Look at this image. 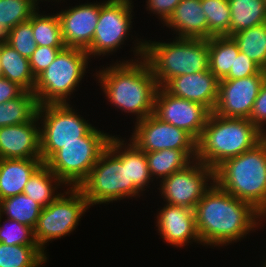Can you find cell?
I'll use <instances>...</instances> for the list:
<instances>
[{"label": "cell", "instance_id": "cell-1", "mask_svg": "<svg viewBox=\"0 0 266 267\" xmlns=\"http://www.w3.org/2000/svg\"><path fill=\"white\" fill-rule=\"evenodd\" d=\"M194 213L201 245L210 247L241 242L263 222V214L252 204L237 199L215 182L196 204Z\"/></svg>", "mask_w": 266, "mask_h": 267}, {"label": "cell", "instance_id": "cell-3", "mask_svg": "<svg viewBox=\"0 0 266 267\" xmlns=\"http://www.w3.org/2000/svg\"><path fill=\"white\" fill-rule=\"evenodd\" d=\"M264 134L245 118H225L210 113L196 141V160L215 170L225 160L252 149Z\"/></svg>", "mask_w": 266, "mask_h": 267}, {"label": "cell", "instance_id": "cell-40", "mask_svg": "<svg viewBox=\"0 0 266 267\" xmlns=\"http://www.w3.org/2000/svg\"><path fill=\"white\" fill-rule=\"evenodd\" d=\"M181 0H147L146 8L164 24L175 10Z\"/></svg>", "mask_w": 266, "mask_h": 267}, {"label": "cell", "instance_id": "cell-2", "mask_svg": "<svg viewBox=\"0 0 266 267\" xmlns=\"http://www.w3.org/2000/svg\"><path fill=\"white\" fill-rule=\"evenodd\" d=\"M137 39L134 40L135 47L132 46L135 60H117L94 74L110 105L124 113L136 115L135 122L153 114L159 89L149 64L143 58L145 40Z\"/></svg>", "mask_w": 266, "mask_h": 267}, {"label": "cell", "instance_id": "cell-8", "mask_svg": "<svg viewBox=\"0 0 266 267\" xmlns=\"http://www.w3.org/2000/svg\"><path fill=\"white\" fill-rule=\"evenodd\" d=\"M112 134L93 127L81 141L65 144L45 165L68 187H79L107 148Z\"/></svg>", "mask_w": 266, "mask_h": 267}, {"label": "cell", "instance_id": "cell-36", "mask_svg": "<svg viewBox=\"0 0 266 267\" xmlns=\"http://www.w3.org/2000/svg\"><path fill=\"white\" fill-rule=\"evenodd\" d=\"M8 44L23 57L30 58L37 48L33 35V15L28 21L20 23L11 29Z\"/></svg>", "mask_w": 266, "mask_h": 267}, {"label": "cell", "instance_id": "cell-42", "mask_svg": "<svg viewBox=\"0 0 266 267\" xmlns=\"http://www.w3.org/2000/svg\"><path fill=\"white\" fill-rule=\"evenodd\" d=\"M38 5H39V2L41 1V2H43V0H34ZM44 1H48V2H50L51 0H44ZM56 2L57 1V3L58 2H60V1H62V0H53V2ZM64 1V0H63Z\"/></svg>", "mask_w": 266, "mask_h": 267}, {"label": "cell", "instance_id": "cell-21", "mask_svg": "<svg viewBox=\"0 0 266 267\" xmlns=\"http://www.w3.org/2000/svg\"><path fill=\"white\" fill-rule=\"evenodd\" d=\"M108 146L127 164L128 183H133L144 193L150 182L153 183L145 152L132 141L115 135L110 138Z\"/></svg>", "mask_w": 266, "mask_h": 267}, {"label": "cell", "instance_id": "cell-23", "mask_svg": "<svg viewBox=\"0 0 266 267\" xmlns=\"http://www.w3.org/2000/svg\"><path fill=\"white\" fill-rule=\"evenodd\" d=\"M1 76L17 83L25 91L33 92L35 77L33 76L29 59L20 55L9 44L0 45Z\"/></svg>", "mask_w": 266, "mask_h": 267}, {"label": "cell", "instance_id": "cell-12", "mask_svg": "<svg viewBox=\"0 0 266 267\" xmlns=\"http://www.w3.org/2000/svg\"><path fill=\"white\" fill-rule=\"evenodd\" d=\"M157 183H159L157 189L160 190V196L164 197L165 203L195 209L204 193L214 183V170L194 160L185 169Z\"/></svg>", "mask_w": 266, "mask_h": 267}, {"label": "cell", "instance_id": "cell-22", "mask_svg": "<svg viewBox=\"0 0 266 267\" xmlns=\"http://www.w3.org/2000/svg\"><path fill=\"white\" fill-rule=\"evenodd\" d=\"M42 164L41 159L0 158V200L21 194L31 175Z\"/></svg>", "mask_w": 266, "mask_h": 267}, {"label": "cell", "instance_id": "cell-20", "mask_svg": "<svg viewBox=\"0 0 266 267\" xmlns=\"http://www.w3.org/2000/svg\"><path fill=\"white\" fill-rule=\"evenodd\" d=\"M163 26L176 32V37L208 39V23L201 0H181Z\"/></svg>", "mask_w": 266, "mask_h": 267}, {"label": "cell", "instance_id": "cell-10", "mask_svg": "<svg viewBox=\"0 0 266 267\" xmlns=\"http://www.w3.org/2000/svg\"><path fill=\"white\" fill-rule=\"evenodd\" d=\"M90 206L78 187H67L48 206L43 207L34 228L38 246L45 252V245L55 239L69 236L78 226Z\"/></svg>", "mask_w": 266, "mask_h": 267}, {"label": "cell", "instance_id": "cell-9", "mask_svg": "<svg viewBox=\"0 0 266 267\" xmlns=\"http://www.w3.org/2000/svg\"><path fill=\"white\" fill-rule=\"evenodd\" d=\"M72 107L69 103L38 106L43 164L65 144L81 141L94 127Z\"/></svg>", "mask_w": 266, "mask_h": 267}, {"label": "cell", "instance_id": "cell-32", "mask_svg": "<svg viewBox=\"0 0 266 267\" xmlns=\"http://www.w3.org/2000/svg\"><path fill=\"white\" fill-rule=\"evenodd\" d=\"M239 51L266 70V23L242 30L231 36Z\"/></svg>", "mask_w": 266, "mask_h": 267}, {"label": "cell", "instance_id": "cell-31", "mask_svg": "<svg viewBox=\"0 0 266 267\" xmlns=\"http://www.w3.org/2000/svg\"><path fill=\"white\" fill-rule=\"evenodd\" d=\"M47 260V254L38 245L0 242V267H41Z\"/></svg>", "mask_w": 266, "mask_h": 267}, {"label": "cell", "instance_id": "cell-13", "mask_svg": "<svg viewBox=\"0 0 266 267\" xmlns=\"http://www.w3.org/2000/svg\"><path fill=\"white\" fill-rule=\"evenodd\" d=\"M132 131L129 140L145 153L176 149L196 160V140L185 130L163 122L153 114L135 122Z\"/></svg>", "mask_w": 266, "mask_h": 267}, {"label": "cell", "instance_id": "cell-16", "mask_svg": "<svg viewBox=\"0 0 266 267\" xmlns=\"http://www.w3.org/2000/svg\"><path fill=\"white\" fill-rule=\"evenodd\" d=\"M66 47L87 50L93 40L99 19V2L84 3L57 13Z\"/></svg>", "mask_w": 266, "mask_h": 267}, {"label": "cell", "instance_id": "cell-28", "mask_svg": "<svg viewBox=\"0 0 266 267\" xmlns=\"http://www.w3.org/2000/svg\"><path fill=\"white\" fill-rule=\"evenodd\" d=\"M145 155L153 181L155 178L162 181L171 174L185 169L193 162L183 150L162 149L145 153Z\"/></svg>", "mask_w": 266, "mask_h": 267}, {"label": "cell", "instance_id": "cell-14", "mask_svg": "<svg viewBox=\"0 0 266 267\" xmlns=\"http://www.w3.org/2000/svg\"><path fill=\"white\" fill-rule=\"evenodd\" d=\"M210 111L202 104L172 96L159 87L153 115L159 120L185 130L196 141L204 129Z\"/></svg>", "mask_w": 266, "mask_h": 267}, {"label": "cell", "instance_id": "cell-15", "mask_svg": "<svg viewBox=\"0 0 266 267\" xmlns=\"http://www.w3.org/2000/svg\"><path fill=\"white\" fill-rule=\"evenodd\" d=\"M266 70L234 80H220L218 98L213 113L225 118L249 119Z\"/></svg>", "mask_w": 266, "mask_h": 267}, {"label": "cell", "instance_id": "cell-33", "mask_svg": "<svg viewBox=\"0 0 266 267\" xmlns=\"http://www.w3.org/2000/svg\"><path fill=\"white\" fill-rule=\"evenodd\" d=\"M33 35L37 46L65 48L58 14H33Z\"/></svg>", "mask_w": 266, "mask_h": 267}, {"label": "cell", "instance_id": "cell-44", "mask_svg": "<svg viewBox=\"0 0 266 267\" xmlns=\"http://www.w3.org/2000/svg\"><path fill=\"white\" fill-rule=\"evenodd\" d=\"M263 267H266V260L264 261V263H263V265H262Z\"/></svg>", "mask_w": 266, "mask_h": 267}, {"label": "cell", "instance_id": "cell-29", "mask_svg": "<svg viewBox=\"0 0 266 267\" xmlns=\"http://www.w3.org/2000/svg\"><path fill=\"white\" fill-rule=\"evenodd\" d=\"M42 206L24 193L0 200V214L15 220L33 230L40 216Z\"/></svg>", "mask_w": 266, "mask_h": 267}, {"label": "cell", "instance_id": "cell-37", "mask_svg": "<svg viewBox=\"0 0 266 267\" xmlns=\"http://www.w3.org/2000/svg\"><path fill=\"white\" fill-rule=\"evenodd\" d=\"M64 48L37 46L36 50L29 58L30 69L36 78L42 73L56 58L57 54Z\"/></svg>", "mask_w": 266, "mask_h": 267}, {"label": "cell", "instance_id": "cell-26", "mask_svg": "<svg viewBox=\"0 0 266 267\" xmlns=\"http://www.w3.org/2000/svg\"><path fill=\"white\" fill-rule=\"evenodd\" d=\"M209 70L220 81L224 79L239 54V48L230 36H214L208 39Z\"/></svg>", "mask_w": 266, "mask_h": 267}, {"label": "cell", "instance_id": "cell-19", "mask_svg": "<svg viewBox=\"0 0 266 267\" xmlns=\"http://www.w3.org/2000/svg\"><path fill=\"white\" fill-rule=\"evenodd\" d=\"M218 84L216 76L207 70L174 77L163 88L172 96L202 104L213 112L218 98Z\"/></svg>", "mask_w": 266, "mask_h": 267}, {"label": "cell", "instance_id": "cell-25", "mask_svg": "<svg viewBox=\"0 0 266 267\" xmlns=\"http://www.w3.org/2000/svg\"><path fill=\"white\" fill-rule=\"evenodd\" d=\"M39 8L34 0H0V45L8 44L11 29L28 21Z\"/></svg>", "mask_w": 266, "mask_h": 267}, {"label": "cell", "instance_id": "cell-43", "mask_svg": "<svg viewBox=\"0 0 266 267\" xmlns=\"http://www.w3.org/2000/svg\"><path fill=\"white\" fill-rule=\"evenodd\" d=\"M262 2H263V5H264V10L266 12V0H262Z\"/></svg>", "mask_w": 266, "mask_h": 267}, {"label": "cell", "instance_id": "cell-39", "mask_svg": "<svg viewBox=\"0 0 266 267\" xmlns=\"http://www.w3.org/2000/svg\"><path fill=\"white\" fill-rule=\"evenodd\" d=\"M249 120L266 136V78L262 82Z\"/></svg>", "mask_w": 266, "mask_h": 267}, {"label": "cell", "instance_id": "cell-24", "mask_svg": "<svg viewBox=\"0 0 266 267\" xmlns=\"http://www.w3.org/2000/svg\"><path fill=\"white\" fill-rule=\"evenodd\" d=\"M63 185V186H61ZM66 185L45 165L42 164L29 178L22 193L39 203L48 206L60 194L58 188Z\"/></svg>", "mask_w": 266, "mask_h": 267}, {"label": "cell", "instance_id": "cell-38", "mask_svg": "<svg viewBox=\"0 0 266 267\" xmlns=\"http://www.w3.org/2000/svg\"><path fill=\"white\" fill-rule=\"evenodd\" d=\"M262 68L250 57L239 51L228 75L222 80H234L258 74Z\"/></svg>", "mask_w": 266, "mask_h": 267}, {"label": "cell", "instance_id": "cell-27", "mask_svg": "<svg viewBox=\"0 0 266 267\" xmlns=\"http://www.w3.org/2000/svg\"><path fill=\"white\" fill-rule=\"evenodd\" d=\"M230 7V37L242 30L266 23L262 0H228Z\"/></svg>", "mask_w": 266, "mask_h": 267}, {"label": "cell", "instance_id": "cell-18", "mask_svg": "<svg viewBox=\"0 0 266 267\" xmlns=\"http://www.w3.org/2000/svg\"><path fill=\"white\" fill-rule=\"evenodd\" d=\"M0 158L41 159L40 122L37 115L23 124L0 127Z\"/></svg>", "mask_w": 266, "mask_h": 267}, {"label": "cell", "instance_id": "cell-5", "mask_svg": "<svg viewBox=\"0 0 266 267\" xmlns=\"http://www.w3.org/2000/svg\"><path fill=\"white\" fill-rule=\"evenodd\" d=\"M159 87L170 79L209 70L208 39L173 38L144 41V57Z\"/></svg>", "mask_w": 266, "mask_h": 267}, {"label": "cell", "instance_id": "cell-17", "mask_svg": "<svg viewBox=\"0 0 266 267\" xmlns=\"http://www.w3.org/2000/svg\"><path fill=\"white\" fill-rule=\"evenodd\" d=\"M158 211L156 227L165 242L173 247L188 246L194 242L201 244L197 228L194 209L183 206L163 204Z\"/></svg>", "mask_w": 266, "mask_h": 267}, {"label": "cell", "instance_id": "cell-6", "mask_svg": "<svg viewBox=\"0 0 266 267\" xmlns=\"http://www.w3.org/2000/svg\"><path fill=\"white\" fill-rule=\"evenodd\" d=\"M89 60L86 50L72 47L62 49L35 78L33 93L38 105L70 103V96L86 74Z\"/></svg>", "mask_w": 266, "mask_h": 267}, {"label": "cell", "instance_id": "cell-7", "mask_svg": "<svg viewBox=\"0 0 266 267\" xmlns=\"http://www.w3.org/2000/svg\"><path fill=\"white\" fill-rule=\"evenodd\" d=\"M78 188L89 206L138 198L142 193L133 183H128L127 164L109 146Z\"/></svg>", "mask_w": 266, "mask_h": 267}, {"label": "cell", "instance_id": "cell-30", "mask_svg": "<svg viewBox=\"0 0 266 267\" xmlns=\"http://www.w3.org/2000/svg\"><path fill=\"white\" fill-rule=\"evenodd\" d=\"M38 106L35 94L30 91L0 104V127L31 121L37 115Z\"/></svg>", "mask_w": 266, "mask_h": 267}, {"label": "cell", "instance_id": "cell-35", "mask_svg": "<svg viewBox=\"0 0 266 267\" xmlns=\"http://www.w3.org/2000/svg\"><path fill=\"white\" fill-rule=\"evenodd\" d=\"M2 217L0 214V242L7 245H38L31 227L7 218L1 224Z\"/></svg>", "mask_w": 266, "mask_h": 267}, {"label": "cell", "instance_id": "cell-11", "mask_svg": "<svg viewBox=\"0 0 266 267\" xmlns=\"http://www.w3.org/2000/svg\"><path fill=\"white\" fill-rule=\"evenodd\" d=\"M132 0H104L99 3V19L90 47L89 58L108 56L117 52L130 35L132 28ZM113 52V53H112Z\"/></svg>", "mask_w": 266, "mask_h": 267}, {"label": "cell", "instance_id": "cell-34", "mask_svg": "<svg viewBox=\"0 0 266 267\" xmlns=\"http://www.w3.org/2000/svg\"><path fill=\"white\" fill-rule=\"evenodd\" d=\"M207 18L208 39L214 36H230V7L228 0H201Z\"/></svg>", "mask_w": 266, "mask_h": 267}, {"label": "cell", "instance_id": "cell-4", "mask_svg": "<svg viewBox=\"0 0 266 267\" xmlns=\"http://www.w3.org/2000/svg\"><path fill=\"white\" fill-rule=\"evenodd\" d=\"M214 182L252 204L266 220V136L252 149L220 164L214 170Z\"/></svg>", "mask_w": 266, "mask_h": 267}, {"label": "cell", "instance_id": "cell-41", "mask_svg": "<svg viewBox=\"0 0 266 267\" xmlns=\"http://www.w3.org/2000/svg\"><path fill=\"white\" fill-rule=\"evenodd\" d=\"M24 91L17 83L0 76V104L19 97Z\"/></svg>", "mask_w": 266, "mask_h": 267}]
</instances>
